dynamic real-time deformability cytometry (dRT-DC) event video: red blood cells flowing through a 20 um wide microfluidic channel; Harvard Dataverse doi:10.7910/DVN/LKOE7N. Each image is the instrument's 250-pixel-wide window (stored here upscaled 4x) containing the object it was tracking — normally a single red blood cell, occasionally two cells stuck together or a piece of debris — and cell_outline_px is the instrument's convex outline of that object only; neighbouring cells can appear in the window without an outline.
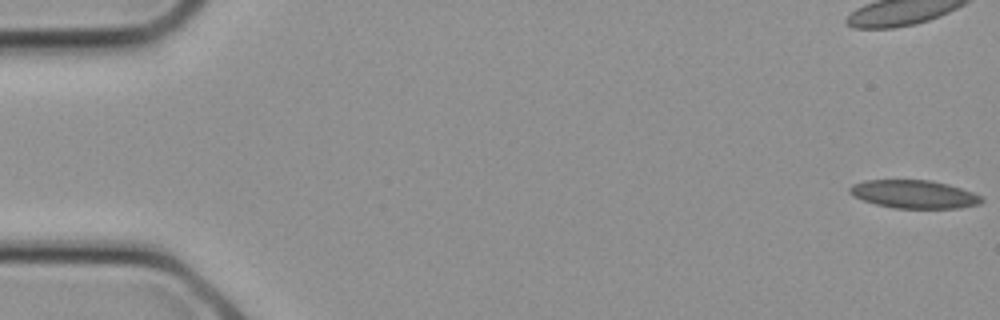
{"species": "common noctule bat (a hibernating species)", "species_latin": "Nyctalus noctula", "temperature_condition": "cold", "stored_images_in_passage": 6, "camera_frame_rate_fps": 3000, "um_per_image_px": 0.085, "animal": {"sex": "female", "body_mass_g": 21.9}, "frame": {"image": 1, "passage_image": 1, "time_ms": 0.0, "image_size_px": [1000, 320], "cell_outline_px": [[984, 200], [980, 204], [960, 208], [892, 208], [876, 204], [852, 196], [848, 192], [848, 188], [852, 184], [864, 180], [932, 180], [948, 184], [984, 196]], "centroid_in_image_um": [77.7, 16.51], "position_along_channel_um": 7.3, "area_um2": 21.85}}